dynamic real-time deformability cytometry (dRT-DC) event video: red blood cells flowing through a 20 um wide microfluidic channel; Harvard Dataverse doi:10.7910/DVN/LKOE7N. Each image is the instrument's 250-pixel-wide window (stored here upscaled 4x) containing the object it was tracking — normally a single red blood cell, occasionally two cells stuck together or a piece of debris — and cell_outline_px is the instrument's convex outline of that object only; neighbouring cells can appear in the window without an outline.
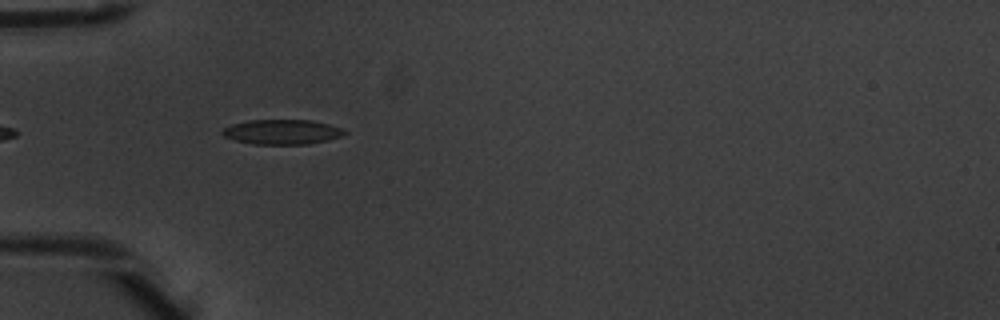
{"species": "common noctule bat (a hibernating species)", "species_latin": "Nyctalus noctula", "temperature_condition": "warm", "stored_images_in_passage": 4, "camera_frame_rate_fps": 3000, "um_per_image_px": 0.085, "animal": {"sex": "male", "body_mass_g": 20.1, "forearm_length_mm": 53.5}, "frame": {"image": 1, "passage_image": 3, "time_ms": 0.667, "image_size_px": [1000, 320], "cell_outline_px": [[348, 132], [340, 136], [328, 140], [308, 144], [252, 144], [236, 140], [224, 136], [220, 132], [224, 128], [232, 124], [248, 120], [312, 120], [344, 128]], "centroid_in_image_um": [23.99, 11.21], "position_along_channel_um": 61.0, "area_um2": 17.69}}